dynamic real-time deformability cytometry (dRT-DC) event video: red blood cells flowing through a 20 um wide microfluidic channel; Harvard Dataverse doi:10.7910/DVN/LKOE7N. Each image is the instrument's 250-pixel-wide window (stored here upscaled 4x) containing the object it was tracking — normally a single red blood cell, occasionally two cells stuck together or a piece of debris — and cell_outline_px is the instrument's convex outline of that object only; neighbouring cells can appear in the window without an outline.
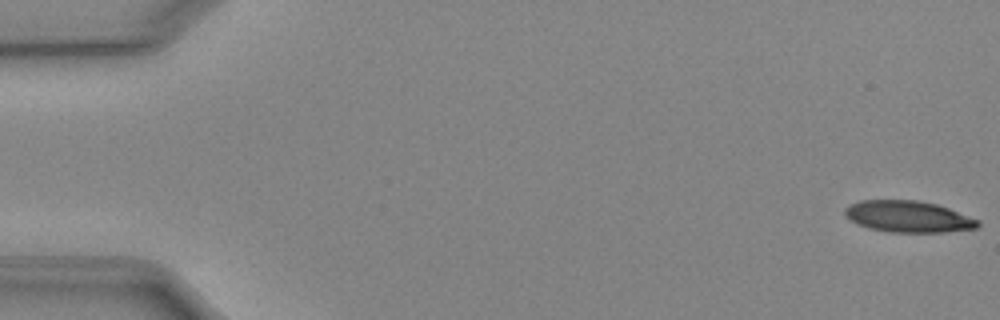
{"species": "Egyptian fruit bat (a non-hibernating species)", "species_latin": "Rousettus aegyptiacus", "temperature_condition": "cold", "stored_images_in_passage": 52, "camera_frame_rate_fps": 3000, "um_per_image_px": 0.085, "animal": {"sex": "female"}, "frame": {"image": 1, "passage_image": 1, "time_ms": 0.0, "image_size_px": [1000, 320], "cell_outline_px": [[980, 224], [976, 228], [944, 232], [892, 232], [868, 228], [856, 224], [844, 216], [844, 208], [860, 200], [920, 200], [936, 204], [948, 208], [980, 220]], "centroid_in_image_um": [77.18, 18.41], "position_along_channel_um": 7.8, "area_um2": 24.45}}
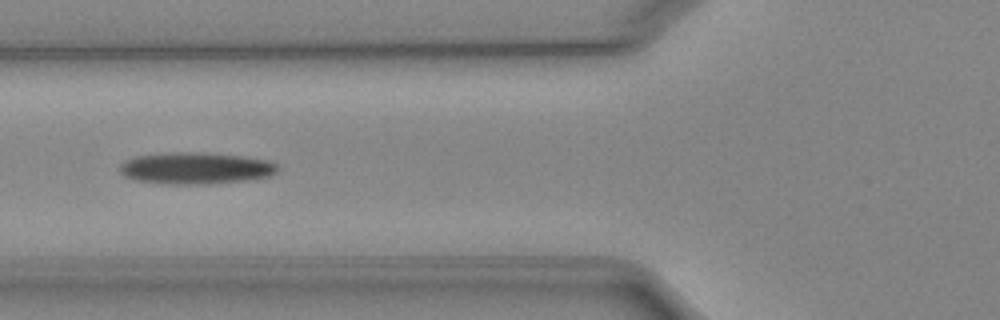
{"frame": {"image": 2, "passage_image": 20, "time_ms": 6.333, "image_size_px": [1000, 320], "cell_outline_px": [[276, 172], [268, 176], [248, 180], [208, 184], [168, 184], [136, 180], [124, 176], [120, 172], [120, 164], [124, 160], [136, 156], [172, 152], [200, 152], [244, 156], [268, 160], [276, 164]], "centroid_in_image_um": [16.61, 14.29], "position_along_channel_um": 109.2, "area_um2": 29.19}}
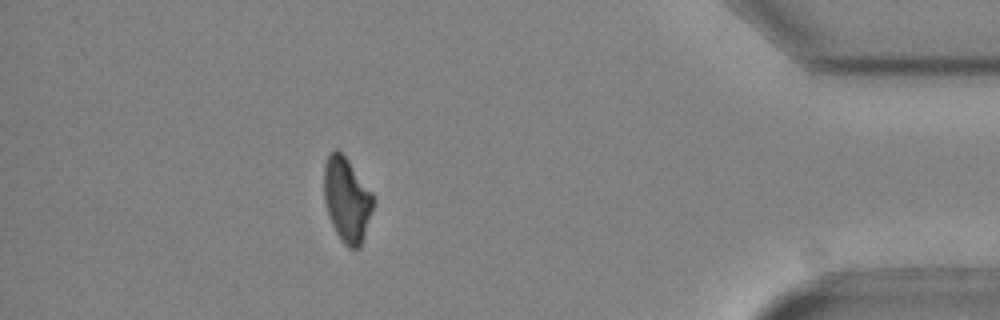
{"frame": {"image": 3, "passage_image": 46, "time_ms": 15.0, "image_size_px": [1000, 320], "cell_outline_px": [[372, 212], [360, 248], [348, 248], [344, 244], [336, 232], [332, 224], [324, 200], [324, 164], [328, 152], [336, 148], [348, 160], [372, 192]], "centroid_in_image_um": [29.46, 16.95], "position_along_channel_um": 405.7, "area_um2": 24.04}, "authors_computed_cell_mechanics": {"area_um2": 26.5302, "velocity_mm_per_s": 3.9453, "shape_relaxation_time_tau1_ms": 7.6475, "shape_relaxation_time_tau2_ms": null, "deformation_change_tau1": 0.1763, "deformation_change_tau2": null}}